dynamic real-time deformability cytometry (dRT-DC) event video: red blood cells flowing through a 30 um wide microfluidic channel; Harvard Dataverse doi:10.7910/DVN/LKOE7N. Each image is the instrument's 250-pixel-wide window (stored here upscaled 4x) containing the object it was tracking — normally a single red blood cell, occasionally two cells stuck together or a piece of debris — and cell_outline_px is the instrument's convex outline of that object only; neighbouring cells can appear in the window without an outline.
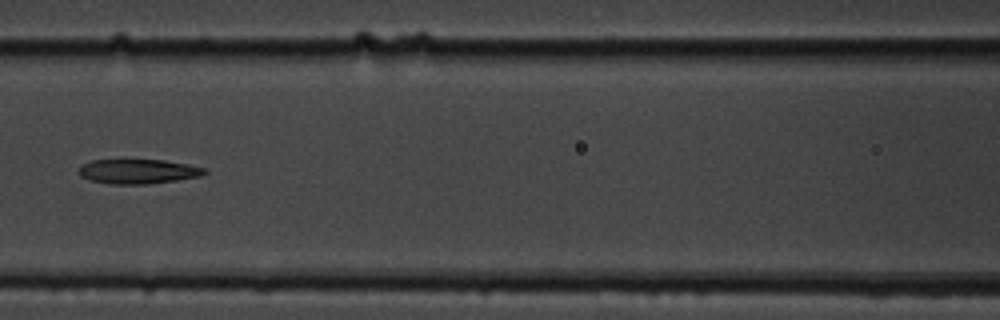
{"species": "common noctule bat (a hibernating species)", "species_latin": "Nyctalus noctula", "temperature_condition": "cold", "stored_images_in_passage": 7, "camera_frame_rate_fps": 3000, "um_per_image_px": 0.085, "animal": {"sex": "male", "body_mass_g": 19.5, "forearm_length_mm": 54.6}, "frame": {"image": 1, "passage_image": 7, "time_ms": 6.667, "image_size_px": [1000, 320], "cell_outline_px": [[208, 172], [200, 176], [176, 180], [144, 184], [112, 184], [88, 180], [80, 176], [80, 164], [92, 160], [124, 156], [164, 160], [188, 164], [204, 168]], "centroid_in_image_um": [11.66, 14.51], "position_along_channel_um": 154.9, "area_um2": 18.96}}